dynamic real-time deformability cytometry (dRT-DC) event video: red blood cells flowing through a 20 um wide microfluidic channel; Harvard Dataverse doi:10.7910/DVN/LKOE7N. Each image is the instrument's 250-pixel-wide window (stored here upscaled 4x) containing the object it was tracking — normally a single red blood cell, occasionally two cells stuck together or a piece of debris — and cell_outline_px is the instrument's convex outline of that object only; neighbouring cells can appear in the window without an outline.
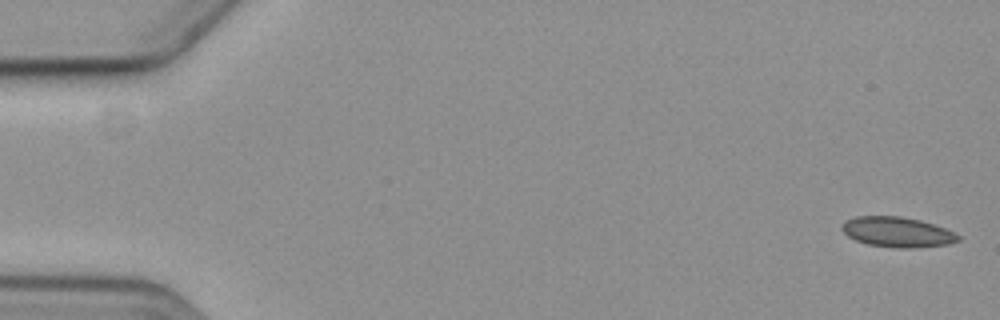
{"species": "common noctule bat (a hibernating species)", "species_latin": "Nyctalus noctula", "temperature_condition": "cold", "stored_images_in_passage": 6, "camera_frame_rate_fps": 3000, "um_per_image_px": 0.085, "animal": {"sex": "female", "body_mass_g": 19.3, "forearm_length_mm": 54.1}, "frame": {"image": 1, "passage_image": 1, "time_ms": 0.0, "image_size_px": [1000, 320], "cell_outline_px": [[960, 240], [948, 244], [912, 248], [892, 248], [868, 244], [856, 240], [848, 236], [840, 228], [840, 224], [844, 220], [856, 216], [900, 216], [920, 220], [956, 232], [960, 236]], "centroid_in_image_um": [76.24, 19.72], "position_along_channel_um": 8.8, "area_um2": 20.58}}
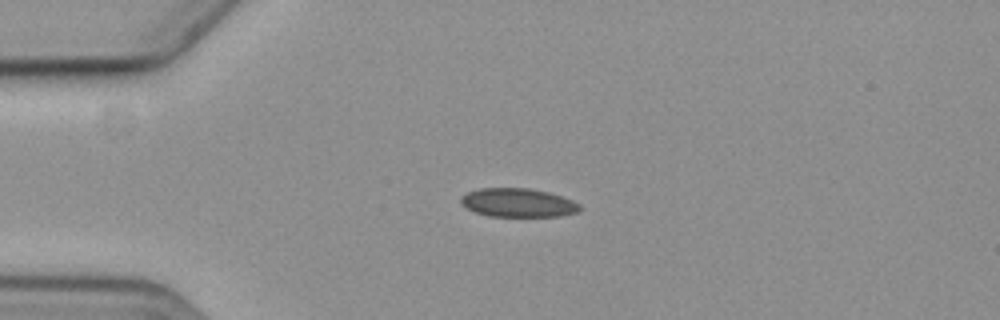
{"frame": {"image": 2, "passage_image": 4, "time_ms": 4.333, "image_size_px": [1000, 320], "cell_outline_px": [[580, 208], [576, 212], [560, 216], [488, 216], [464, 208], [460, 204], [460, 196], [468, 192], [480, 188], [528, 188], [548, 192], [572, 200], [580, 204]], "centroid_in_image_um": [43.97, 17.23], "position_along_channel_um": 41.0, "area_um2": 19.88}}
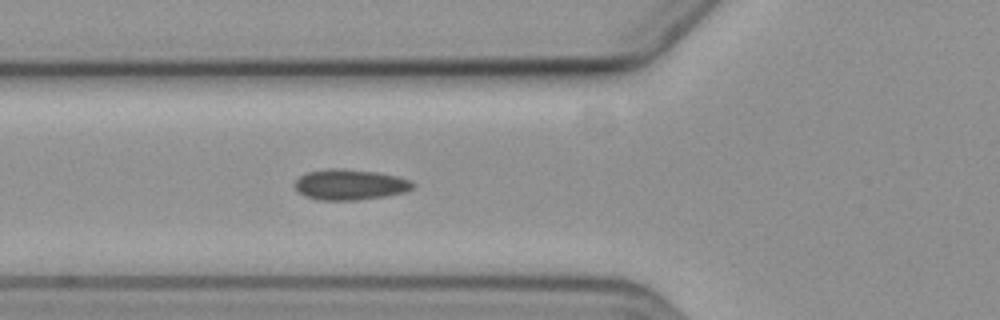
{"frame": {"image": 3, "passage_image": 6, "time_ms": 6.667, "image_size_px": [1000, 320], "cell_outline_px": [[416, 184], [412, 188], [404, 192], [384, 196], [356, 200], [316, 200], [304, 196], [296, 192], [292, 184], [300, 176], [308, 172], [328, 168], [332, 168], [376, 172], [396, 176], [408, 180]], "centroid_in_image_um": [29.67, 15.7], "position_along_channel_um": 96.1, "area_um2": 21.04}}